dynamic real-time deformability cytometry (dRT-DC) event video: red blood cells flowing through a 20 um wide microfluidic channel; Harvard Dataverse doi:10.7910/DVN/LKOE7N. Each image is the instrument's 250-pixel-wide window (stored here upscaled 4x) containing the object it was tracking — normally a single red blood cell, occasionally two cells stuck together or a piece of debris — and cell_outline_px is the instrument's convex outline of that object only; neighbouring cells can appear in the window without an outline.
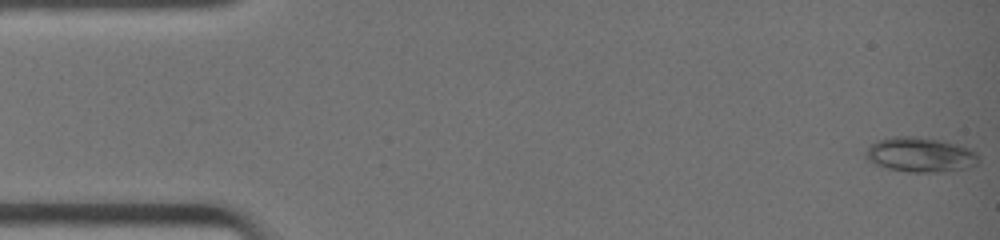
{"species": "common noctule bat (a hibernating species)", "species_latin": "Nyctalus noctula", "temperature_condition": "warm", "stored_images_in_passage": 24, "camera_frame_rate_fps": 3000, "um_per_image_px": 0.085, "animal": {"sex": "female", "body_mass_g": 19.0, "forearm_length_mm": 51.5}, "frame": {"image": 1, "passage_image": 1, "time_ms": 0.0, "image_size_px": [1000, 240], "cell_outline_px": [[980, 160], [976, 164], [968, 168], [940, 172], [908, 172], [888, 168], [876, 164], [868, 160], [864, 156], [864, 152], [876, 140], [892, 136], [916, 136], [944, 140], [972, 148], [976, 152]], "centroid_in_image_um": [78.25, 13.14], "position_along_channel_um": 6.8, "area_um2": 23.24}}
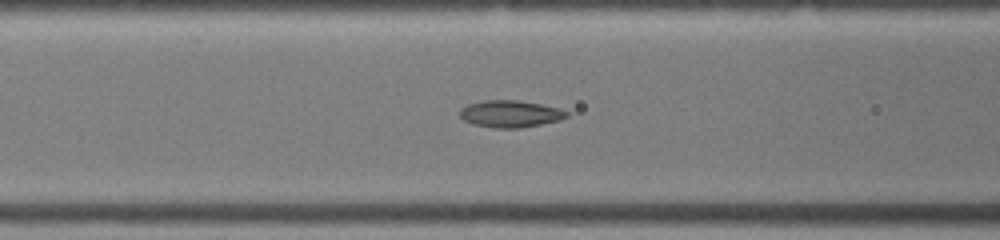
{"frame": {"image": 2, "passage_image": 17, "time_ms": 5.333, "image_size_px": [1000, 240], "cell_outline_px": [[568, 116], [560, 120], [520, 128], [492, 128], [472, 124], [464, 120], [460, 116], [460, 108], [468, 104], [484, 100], [520, 100], [560, 108], [568, 112]], "centroid_in_image_um": [43.36, 9.67], "position_along_channel_um": 123.2, "area_um2": 16.88}}
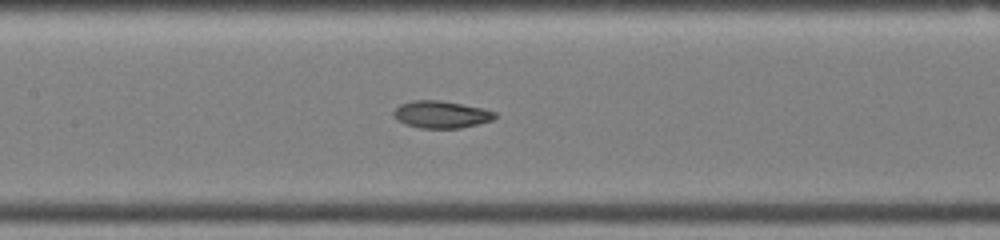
{"frame": {"image": 3, "passage_image": 20, "time_ms": 6.333, "image_size_px": [1000, 240], "cell_outline_px": [[496, 116], [492, 120], [460, 128], [420, 128], [404, 124], [396, 120], [392, 112], [400, 104], [412, 100], [440, 100], [484, 108], [496, 112]], "centroid_in_image_um": [37.47, 9.72], "position_along_channel_um": 169.9, "area_um2": 16.13}}